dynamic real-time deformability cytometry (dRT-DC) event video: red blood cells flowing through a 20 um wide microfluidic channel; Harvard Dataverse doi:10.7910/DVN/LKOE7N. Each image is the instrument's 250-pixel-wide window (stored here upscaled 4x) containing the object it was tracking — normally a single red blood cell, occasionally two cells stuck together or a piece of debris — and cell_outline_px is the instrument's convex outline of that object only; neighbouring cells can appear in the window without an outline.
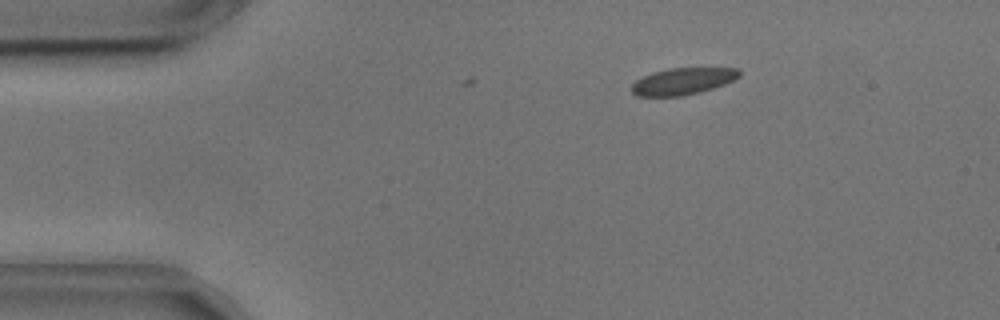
{"species": "common noctule bat (a hibernating species)", "species_latin": "Nyctalus noctula", "temperature_condition": "cold", "stored_images_in_passage": 4, "camera_frame_rate_fps": 3000, "um_per_image_px": 0.085, "animal": {"sex": "male", "body_mass_g": 17.9, "forearm_length_mm": 54.2}, "frame": {"image": 1, "passage_image": 1, "time_ms": 0.0, "image_size_px": [1000, 320], "cell_outline_px": [[740, 76], [724, 84], [700, 92], [684, 96], [636, 96], [632, 92], [632, 84], [636, 80], [652, 72], [668, 68], [740, 68]], "centroid_in_image_um": [58.02, 6.9], "position_along_channel_um": 27.0, "area_um2": 16.76}}